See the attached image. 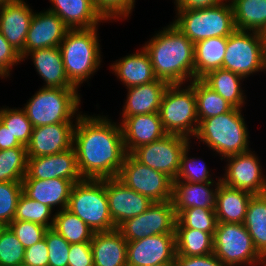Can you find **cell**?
Returning a JSON list of instances; mask_svg holds the SVG:
<instances>
[{"label": "cell", "mask_w": 266, "mask_h": 266, "mask_svg": "<svg viewBox=\"0 0 266 266\" xmlns=\"http://www.w3.org/2000/svg\"><path fill=\"white\" fill-rule=\"evenodd\" d=\"M121 118L119 123L126 153L131 154L136 148L160 140L168 134L159 113Z\"/></svg>", "instance_id": "cell-19"}, {"label": "cell", "mask_w": 266, "mask_h": 266, "mask_svg": "<svg viewBox=\"0 0 266 266\" xmlns=\"http://www.w3.org/2000/svg\"><path fill=\"white\" fill-rule=\"evenodd\" d=\"M55 13L70 29L98 27L107 20L95 7L93 0H49Z\"/></svg>", "instance_id": "cell-25"}, {"label": "cell", "mask_w": 266, "mask_h": 266, "mask_svg": "<svg viewBox=\"0 0 266 266\" xmlns=\"http://www.w3.org/2000/svg\"><path fill=\"white\" fill-rule=\"evenodd\" d=\"M90 244L94 266H127V241L117 229L95 232Z\"/></svg>", "instance_id": "cell-28"}, {"label": "cell", "mask_w": 266, "mask_h": 266, "mask_svg": "<svg viewBox=\"0 0 266 266\" xmlns=\"http://www.w3.org/2000/svg\"><path fill=\"white\" fill-rule=\"evenodd\" d=\"M154 266H174V264H159V265H154Z\"/></svg>", "instance_id": "cell-55"}, {"label": "cell", "mask_w": 266, "mask_h": 266, "mask_svg": "<svg viewBox=\"0 0 266 266\" xmlns=\"http://www.w3.org/2000/svg\"><path fill=\"white\" fill-rule=\"evenodd\" d=\"M240 108L199 122L194 138L221 156L237 155L250 150L249 132Z\"/></svg>", "instance_id": "cell-3"}, {"label": "cell", "mask_w": 266, "mask_h": 266, "mask_svg": "<svg viewBox=\"0 0 266 266\" xmlns=\"http://www.w3.org/2000/svg\"><path fill=\"white\" fill-rule=\"evenodd\" d=\"M110 68L126 88L155 81L152 62L148 52L142 47L137 53L126 55L114 61Z\"/></svg>", "instance_id": "cell-27"}, {"label": "cell", "mask_w": 266, "mask_h": 266, "mask_svg": "<svg viewBox=\"0 0 266 266\" xmlns=\"http://www.w3.org/2000/svg\"><path fill=\"white\" fill-rule=\"evenodd\" d=\"M226 46L227 37L208 38L194 44V79L222 68Z\"/></svg>", "instance_id": "cell-30"}, {"label": "cell", "mask_w": 266, "mask_h": 266, "mask_svg": "<svg viewBox=\"0 0 266 266\" xmlns=\"http://www.w3.org/2000/svg\"><path fill=\"white\" fill-rule=\"evenodd\" d=\"M253 194L220 182L215 214L218 223H244L248 203Z\"/></svg>", "instance_id": "cell-29"}, {"label": "cell", "mask_w": 266, "mask_h": 266, "mask_svg": "<svg viewBox=\"0 0 266 266\" xmlns=\"http://www.w3.org/2000/svg\"><path fill=\"white\" fill-rule=\"evenodd\" d=\"M23 263L28 266H49L48 247L45 238L25 249Z\"/></svg>", "instance_id": "cell-48"}, {"label": "cell", "mask_w": 266, "mask_h": 266, "mask_svg": "<svg viewBox=\"0 0 266 266\" xmlns=\"http://www.w3.org/2000/svg\"><path fill=\"white\" fill-rule=\"evenodd\" d=\"M54 215L52 229L59 233L69 244L91 242L95 232L77 215L68 209L57 210Z\"/></svg>", "instance_id": "cell-34"}, {"label": "cell", "mask_w": 266, "mask_h": 266, "mask_svg": "<svg viewBox=\"0 0 266 266\" xmlns=\"http://www.w3.org/2000/svg\"><path fill=\"white\" fill-rule=\"evenodd\" d=\"M168 85L167 82L156 79L151 83L127 88V100L122 109V117L158 113Z\"/></svg>", "instance_id": "cell-26"}, {"label": "cell", "mask_w": 266, "mask_h": 266, "mask_svg": "<svg viewBox=\"0 0 266 266\" xmlns=\"http://www.w3.org/2000/svg\"><path fill=\"white\" fill-rule=\"evenodd\" d=\"M176 13L172 23L193 44L208 38L228 37L236 30L230 1L200 9H176Z\"/></svg>", "instance_id": "cell-5"}, {"label": "cell", "mask_w": 266, "mask_h": 266, "mask_svg": "<svg viewBox=\"0 0 266 266\" xmlns=\"http://www.w3.org/2000/svg\"><path fill=\"white\" fill-rule=\"evenodd\" d=\"M227 0H176V9H200L224 3Z\"/></svg>", "instance_id": "cell-51"}, {"label": "cell", "mask_w": 266, "mask_h": 266, "mask_svg": "<svg viewBox=\"0 0 266 266\" xmlns=\"http://www.w3.org/2000/svg\"><path fill=\"white\" fill-rule=\"evenodd\" d=\"M22 62L20 53L4 38L0 32V78L10 77L13 66Z\"/></svg>", "instance_id": "cell-47"}, {"label": "cell", "mask_w": 266, "mask_h": 266, "mask_svg": "<svg viewBox=\"0 0 266 266\" xmlns=\"http://www.w3.org/2000/svg\"><path fill=\"white\" fill-rule=\"evenodd\" d=\"M194 88L198 121L226 113L234 108L221 95L207 86L201 79L190 82Z\"/></svg>", "instance_id": "cell-36"}, {"label": "cell", "mask_w": 266, "mask_h": 266, "mask_svg": "<svg viewBox=\"0 0 266 266\" xmlns=\"http://www.w3.org/2000/svg\"><path fill=\"white\" fill-rule=\"evenodd\" d=\"M106 194L109 213L116 228L125 220L145 212L153 204L149 198L128 188L117 178L106 179Z\"/></svg>", "instance_id": "cell-17"}, {"label": "cell", "mask_w": 266, "mask_h": 266, "mask_svg": "<svg viewBox=\"0 0 266 266\" xmlns=\"http://www.w3.org/2000/svg\"><path fill=\"white\" fill-rule=\"evenodd\" d=\"M108 116L80 114L73 133L77 166L83 179L117 178L126 150L120 124Z\"/></svg>", "instance_id": "cell-1"}, {"label": "cell", "mask_w": 266, "mask_h": 266, "mask_svg": "<svg viewBox=\"0 0 266 266\" xmlns=\"http://www.w3.org/2000/svg\"><path fill=\"white\" fill-rule=\"evenodd\" d=\"M117 179L152 202L172 199L173 180L162 172L137 161L127 153Z\"/></svg>", "instance_id": "cell-11"}, {"label": "cell", "mask_w": 266, "mask_h": 266, "mask_svg": "<svg viewBox=\"0 0 266 266\" xmlns=\"http://www.w3.org/2000/svg\"><path fill=\"white\" fill-rule=\"evenodd\" d=\"M260 34H261L262 42H263L264 56H265V58H266V29L263 30Z\"/></svg>", "instance_id": "cell-53"}, {"label": "cell", "mask_w": 266, "mask_h": 266, "mask_svg": "<svg viewBox=\"0 0 266 266\" xmlns=\"http://www.w3.org/2000/svg\"><path fill=\"white\" fill-rule=\"evenodd\" d=\"M214 233L175 229L176 256H203L213 253Z\"/></svg>", "instance_id": "cell-35"}, {"label": "cell", "mask_w": 266, "mask_h": 266, "mask_svg": "<svg viewBox=\"0 0 266 266\" xmlns=\"http://www.w3.org/2000/svg\"><path fill=\"white\" fill-rule=\"evenodd\" d=\"M175 234H159L127 242V266L174 264Z\"/></svg>", "instance_id": "cell-15"}, {"label": "cell", "mask_w": 266, "mask_h": 266, "mask_svg": "<svg viewBox=\"0 0 266 266\" xmlns=\"http://www.w3.org/2000/svg\"><path fill=\"white\" fill-rule=\"evenodd\" d=\"M78 92V89L42 87L28 99L22 109L33 128L55 123H73V117L81 114L78 111L81 104Z\"/></svg>", "instance_id": "cell-6"}, {"label": "cell", "mask_w": 266, "mask_h": 266, "mask_svg": "<svg viewBox=\"0 0 266 266\" xmlns=\"http://www.w3.org/2000/svg\"><path fill=\"white\" fill-rule=\"evenodd\" d=\"M28 56H31L37 73L44 79L45 85L42 87L77 89L66 75L59 46L35 49L28 52L22 61Z\"/></svg>", "instance_id": "cell-24"}, {"label": "cell", "mask_w": 266, "mask_h": 266, "mask_svg": "<svg viewBox=\"0 0 266 266\" xmlns=\"http://www.w3.org/2000/svg\"><path fill=\"white\" fill-rule=\"evenodd\" d=\"M0 121L21 145L27 146L32 135L33 126L23 109L0 108Z\"/></svg>", "instance_id": "cell-40"}, {"label": "cell", "mask_w": 266, "mask_h": 266, "mask_svg": "<svg viewBox=\"0 0 266 266\" xmlns=\"http://www.w3.org/2000/svg\"><path fill=\"white\" fill-rule=\"evenodd\" d=\"M243 224L255 249L266 260V193L251 197Z\"/></svg>", "instance_id": "cell-32"}, {"label": "cell", "mask_w": 266, "mask_h": 266, "mask_svg": "<svg viewBox=\"0 0 266 266\" xmlns=\"http://www.w3.org/2000/svg\"><path fill=\"white\" fill-rule=\"evenodd\" d=\"M235 28L261 33L266 29V0H229Z\"/></svg>", "instance_id": "cell-33"}, {"label": "cell", "mask_w": 266, "mask_h": 266, "mask_svg": "<svg viewBox=\"0 0 266 266\" xmlns=\"http://www.w3.org/2000/svg\"><path fill=\"white\" fill-rule=\"evenodd\" d=\"M244 79L243 76L223 68L210 71L201 78L212 90L221 95L234 107L240 109L246 103V95H244V90L241 89Z\"/></svg>", "instance_id": "cell-31"}, {"label": "cell", "mask_w": 266, "mask_h": 266, "mask_svg": "<svg viewBox=\"0 0 266 266\" xmlns=\"http://www.w3.org/2000/svg\"><path fill=\"white\" fill-rule=\"evenodd\" d=\"M21 194V182H0V223L3 226H8L14 221L17 202Z\"/></svg>", "instance_id": "cell-43"}, {"label": "cell", "mask_w": 266, "mask_h": 266, "mask_svg": "<svg viewBox=\"0 0 266 266\" xmlns=\"http://www.w3.org/2000/svg\"><path fill=\"white\" fill-rule=\"evenodd\" d=\"M34 11L24 0L0 6V32L21 55L25 56V41Z\"/></svg>", "instance_id": "cell-20"}, {"label": "cell", "mask_w": 266, "mask_h": 266, "mask_svg": "<svg viewBox=\"0 0 266 266\" xmlns=\"http://www.w3.org/2000/svg\"><path fill=\"white\" fill-rule=\"evenodd\" d=\"M98 27L69 29L59 48L66 75L78 89L101 66Z\"/></svg>", "instance_id": "cell-4"}, {"label": "cell", "mask_w": 266, "mask_h": 266, "mask_svg": "<svg viewBox=\"0 0 266 266\" xmlns=\"http://www.w3.org/2000/svg\"><path fill=\"white\" fill-rule=\"evenodd\" d=\"M70 28L53 12H34L25 41V55L35 49L60 46Z\"/></svg>", "instance_id": "cell-21"}, {"label": "cell", "mask_w": 266, "mask_h": 266, "mask_svg": "<svg viewBox=\"0 0 266 266\" xmlns=\"http://www.w3.org/2000/svg\"><path fill=\"white\" fill-rule=\"evenodd\" d=\"M26 147L0 150V182H21L27 171Z\"/></svg>", "instance_id": "cell-37"}, {"label": "cell", "mask_w": 266, "mask_h": 266, "mask_svg": "<svg viewBox=\"0 0 266 266\" xmlns=\"http://www.w3.org/2000/svg\"><path fill=\"white\" fill-rule=\"evenodd\" d=\"M68 266H93L91 244H70Z\"/></svg>", "instance_id": "cell-49"}, {"label": "cell", "mask_w": 266, "mask_h": 266, "mask_svg": "<svg viewBox=\"0 0 266 266\" xmlns=\"http://www.w3.org/2000/svg\"><path fill=\"white\" fill-rule=\"evenodd\" d=\"M24 177L40 180L63 178L73 184L83 180L78 170L74 147L53 155L28 157Z\"/></svg>", "instance_id": "cell-16"}, {"label": "cell", "mask_w": 266, "mask_h": 266, "mask_svg": "<svg viewBox=\"0 0 266 266\" xmlns=\"http://www.w3.org/2000/svg\"><path fill=\"white\" fill-rule=\"evenodd\" d=\"M17 266H28V265H25V264L23 263V264H19V265H17Z\"/></svg>", "instance_id": "cell-56"}, {"label": "cell", "mask_w": 266, "mask_h": 266, "mask_svg": "<svg viewBox=\"0 0 266 266\" xmlns=\"http://www.w3.org/2000/svg\"><path fill=\"white\" fill-rule=\"evenodd\" d=\"M25 248L8 226L0 230V266L23 264Z\"/></svg>", "instance_id": "cell-42"}, {"label": "cell", "mask_w": 266, "mask_h": 266, "mask_svg": "<svg viewBox=\"0 0 266 266\" xmlns=\"http://www.w3.org/2000/svg\"><path fill=\"white\" fill-rule=\"evenodd\" d=\"M48 247L49 266H68L70 244L54 229L44 236Z\"/></svg>", "instance_id": "cell-44"}, {"label": "cell", "mask_w": 266, "mask_h": 266, "mask_svg": "<svg viewBox=\"0 0 266 266\" xmlns=\"http://www.w3.org/2000/svg\"><path fill=\"white\" fill-rule=\"evenodd\" d=\"M174 266H227L214 253L203 256H175Z\"/></svg>", "instance_id": "cell-50"}, {"label": "cell", "mask_w": 266, "mask_h": 266, "mask_svg": "<svg viewBox=\"0 0 266 266\" xmlns=\"http://www.w3.org/2000/svg\"><path fill=\"white\" fill-rule=\"evenodd\" d=\"M143 47L157 79L169 85L194 80V44L173 23L158 31Z\"/></svg>", "instance_id": "cell-2"}, {"label": "cell", "mask_w": 266, "mask_h": 266, "mask_svg": "<svg viewBox=\"0 0 266 266\" xmlns=\"http://www.w3.org/2000/svg\"><path fill=\"white\" fill-rule=\"evenodd\" d=\"M66 209L77 215L94 232L117 229L109 213L106 179H83L74 183Z\"/></svg>", "instance_id": "cell-7"}, {"label": "cell", "mask_w": 266, "mask_h": 266, "mask_svg": "<svg viewBox=\"0 0 266 266\" xmlns=\"http://www.w3.org/2000/svg\"><path fill=\"white\" fill-rule=\"evenodd\" d=\"M222 68L244 78L266 71V58L259 32L235 30L227 37Z\"/></svg>", "instance_id": "cell-10"}, {"label": "cell", "mask_w": 266, "mask_h": 266, "mask_svg": "<svg viewBox=\"0 0 266 266\" xmlns=\"http://www.w3.org/2000/svg\"><path fill=\"white\" fill-rule=\"evenodd\" d=\"M175 229H195L215 233L218 221L214 209L192 207L176 215Z\"/></svg>", "instance_id": "cell-38"}, {"label": "cell", "mask_w": 266, "mask_h": 266, "mask_svg": "<svg viewBox=\"0 0 266 266\" xmlns=\"http://www.w3.org/2000/svg\"><path fill=\"white\" fill-rule=\"evenodd\" d=\"M8 227L25 249L44 239L48 230L47 227L29 221H12Z\"/></svg>", "instance_id": "cell-45"}, {"label": "cell", "mask_w": 266, "mask_h": 266, "mask_svg": "<svg viewBox=\"0 0 266 266\" xmlns=\"http://www.w3.org/2000/svg\"><path fill=\"white\" fill-rule=\"evenodd\" d=\"M14 147H25L21 145L12 133L0 121V150H7Z\"/></svg>", "instance_id": "cell-52"}, {"label": "cell", "mask_w": 266, "mask_h": 266, "mask_svg": "<svg viewBox=\"0 0 266 266\" xmlns=\"http://www.w3.org/2000/svg\"><path fill=\"white\" fill-rule=\"evenodd\" d=\"M190 143L186 146L180 157V169L175 180L202 183V182H221V178L214 181L212 175L209 173L205 162L199 161L201 158H190L188 153L190 150Z\"/></svg>", "instance_id": "cell-41"}, {"label": "cell", "mask_w": 266, "mask_h": 266, "mask_svg": "<svg viewBox=\"0 0 266 266\" xmlns=\"http://www.w3.org/2000/svg\"><path fill=\"white\" fill-rule=\"evenodd\" d=\"M182 84L168 85L162 96L159 116L168 134L195 136L199 121L194 88ZM191 137V138H190Z\"/></svg>", "instance_id": "cell-8"}, {"label": "cell", "mask_w": 266, "mask_h": 266, "mask_svg": "<svg viewBox=\"0 0 266 266\" xmlns=\"http://www.w3.org/2000/svg\"><path fill=\"white\" fill-rule=\"evenodd\" d=\"M224 184L247 191L253 195L266 193V176L263 175L260 159L251 150L225 158Z\"/></svg>", "instance_id": "cell-14"}, {"label": "cell", "mask_w": 266, "mask_h": 266, "mask_svg": "<svg viewBox=\"0 0 266 266\" xmlns=\"http://www.w3.org/2000/svg\"><path fill=\"white\" fill-rule=\"evenodd\" d=\"M73 123H55L33 128L26 146L28 157L53 155L73 147Z\"/></svg>", "instance_id": "cell-18"}, {"label": "cell", "mask_w": 266, "mask_h": 266, "mask_svg": "<svg viewBox=\"0 0 266 266\" xmlns=\"http://www.w3.org/2000/svg\"><path fill=\"white\" fill-rule=\"evenodd\" d=\"M22 192L29 198L47 205L52 210L59 206V210L66 209L73 183L63 178L48 180L24 177L21 181Z\"/></svg>", "instance_id": "cell-23"}, {"label": "cell", "mask_w": 266, "mask_h": 266, "mask_svg": "<svg viewBox=\"0 0 266 266\" xmlns=\"http://www.w3.org/2000/svg\"><path fill=\"white\" fill-rule=\"evenodd\" d=\"M95 7L107 20L127 19L135 7V0H93Z\"/></svg>", "instance_id": "cell-46"}, {"label": "cell", "mask_w": 266, "mask_h": 266, "mask_svg": "<svg viewBox=\"0 0 266 266\" xmlns=\"http://www.w3.org/2000/svg\"><path fill=\"white\" fill-rule=\"evenodd\" d=\"M15 1H18V0H0V6H4L6 4H10V3H13Z\"/></svg>", "instance_id": "cell-54"}, {"label": "cell", "mask_w": 266, "mask_h": 266, "mask_svg": "<svg viewBox=\"0 0 266 266\" xmlns=\"http://www.w3.org/2000/svg\"><path fill=\"white\" fill-rule=\"evenodd\" d=\"M219 184L220 182L193 183L174 180L171 200L176 215L181 210L192 207L215 210Z\"/></svg>", "instance_id": "cell-22"}, {"label": "cell", "mask_w": 266, "mask_h": 266, "mask_svg": "<svg viewBox=\"0 0 266 266\" xmlns=\"http://www.w3.org/2000/svg\"><path fill=\"white\" fill-rule=\"evenodd\" d=\"M177 218L172 200L153 202L143 213L121 223L117 230L127 242L159 234H175Z\"/></svg>", "instance_id": "cell-12"}, {"label": "cell", "mask_w": 266, "mask_h": 266, "mask_svg": "<svg viewBox=\"0 0 266 266\" xmlns=\"http://www.w3.org/2000/svg\"><path fill=\"white\" fill-rule=\"evenodd\" d=\"M190 139L175 134H167L160 140L136 148L131 155L140 163L164 173L173 181L180 169V157Z\"/></svg>", "instance_id": "cell-13"}, {"label": "cell", "mask_w": 266, "mask_h": 266, "mask_svg": "<svg viewBox=\"0 0 266 266\" xmlns=\"http://www.w3.org/2000/svg\"><path fill=\"white\" fill-rule=\"evenodd\" d=\"M52 212L50 207L27 197L22 192L17 202L14 221L34 222L49 229L54 222L55 215Z\"/></svg>", "instance_id": "cell-39"}, {"label": "cell", "mask_w": 266, "mask_h": 266, "mask_svg": "<svg viewBox=\"0 0 266 266\" xmlns=\"http://www.w3.org/2000/svg\"><path fill=\"white\" fill-rule=\"evenodd\" d=\"M213 253L227 266H266L243 223H218Z\"/></svg>", "instance_id": "cell-9"}]
</instances>
